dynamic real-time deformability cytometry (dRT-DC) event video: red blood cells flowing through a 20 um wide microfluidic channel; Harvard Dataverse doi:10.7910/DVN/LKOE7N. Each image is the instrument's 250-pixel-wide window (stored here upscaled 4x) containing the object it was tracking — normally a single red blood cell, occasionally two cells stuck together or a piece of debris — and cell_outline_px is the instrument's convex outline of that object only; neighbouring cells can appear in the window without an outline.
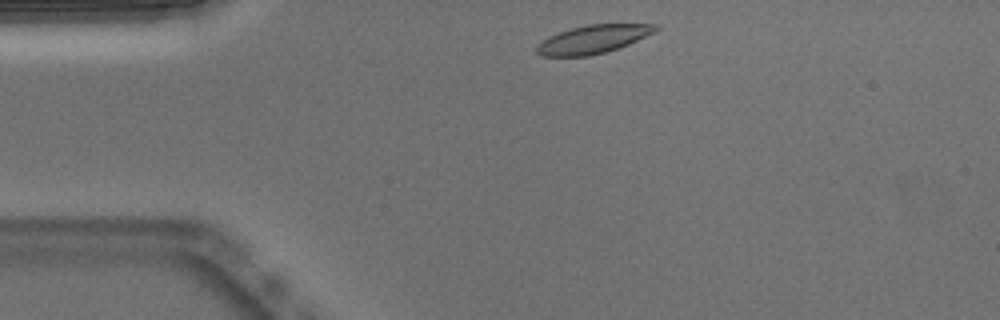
{"species": "Egyptian fruit bat (a non-hibernating species)", "species_latin": "Rousettus aegyptiacus", "temperature_condition": "warm", "stored_images_in_passage": 44, "camera_frame_rate_fps": 3000, "um_per_image_px": 0.085, "animal": {"sex": "male"}, "frame": {"image": 1, "passage_image": 2, "time_ms": 0.333, "image_size_px": [1000, 320], "cell_outline_px": [[660, 28], [656, 32], [628, 44], [604, 52], [588, 56], [540, 56], [536, 52], [536, 44], [548, 36], [572, 28], [588, 24], [660, 24]], "centroid_in_image_um": [50.41, 3.33], "position_along_channel_um": 34.6, "area_um2": 19.59}}
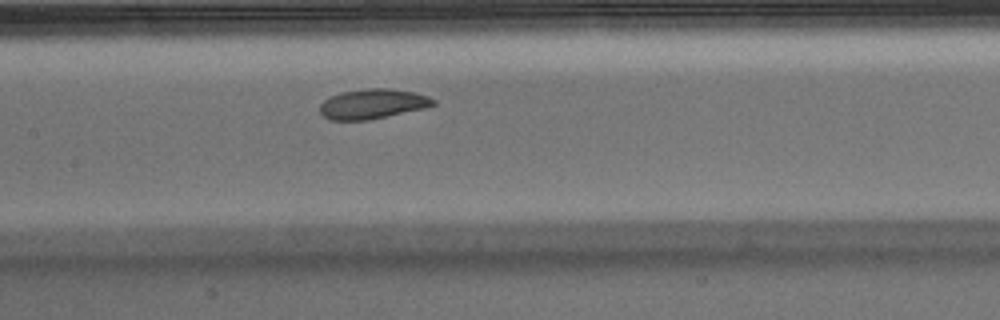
{"frame": {"image": 2, "passage_image": 16, "time_ms": 5.0, "image_size_px": [1000, 320], "cell_outline_px": [[436, 104], [424, 108], [368, 120], [328, 120], [320, 112], [320, 104], [328, 96], [340, 92], [364, 88], [388, 88], [412, 92], [428, 96], [436, 100]], "centroid_in_image_um": [31.63, 8.82], "position_along_channel_um": 175.8, "area_um2": 19.77}}
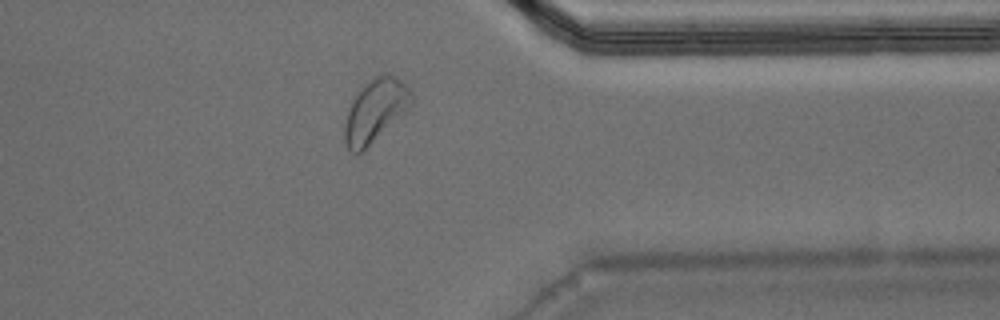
{"frame": {"image": 3, "passage_image": 33, "time_ms": 10.667, "image_size_px": [1000, 320], "cell_outline_px": [[412, 100], [360, 152], [352, 152], [348, 148], [344, 140], [344, 124], [348, 108], [356, 92], [364, 84], [376, 76], [384, 72], [388, 72], [396, 76], [412, 92]], "centroid_in_image_um": [31.81, 9.3], "position_along_channel_um": 379.6, "area_um2": 23.12}, "authors_computed_cell_mechanics": {"area_um2": 20.4034, "velocity_mm_per_s": 3.7662, "shape_relaxation_time_tau1_ms": 2.9729, "shape_relaxation_time_tau2_ms": 2.4218, "deformation_change_tau1": 0.1045, "deformation_change_tau2": 0.0782}}